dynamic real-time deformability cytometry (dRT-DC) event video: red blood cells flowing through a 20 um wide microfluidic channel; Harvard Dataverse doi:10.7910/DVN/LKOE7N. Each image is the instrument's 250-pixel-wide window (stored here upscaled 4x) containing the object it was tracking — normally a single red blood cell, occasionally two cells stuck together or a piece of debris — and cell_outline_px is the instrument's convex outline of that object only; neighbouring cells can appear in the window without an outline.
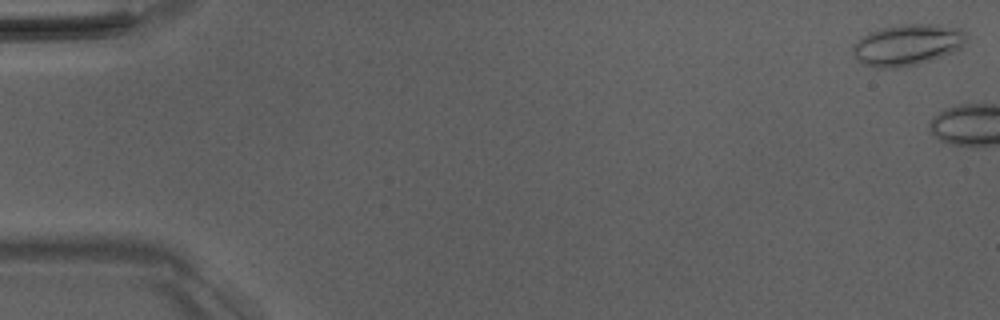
{"species": "Egyptian fruit bat (a non-hibernating species)", "species_latin": "Rousettus aegyptiacus", "temperature_condition": "room temperature", "stored_images_in_passage": 4, "camera_frame_rate_fps": 3000, "um_per_image_px": 0.085, "animal": {"sex": "male"}, "frame": {"image": 1, "passage_image": 1, "time_ms": 0.0, "image_size_px": [1000, 320], "cell_outline_px": [[968, 40], [956, 52], [916, 64], [896, 68], [876, 68], [864, 64], [852, 52], [852, 44], [868, 32], [880, 28], [900, 24], [940, 24], [960, 28], [968, 36]], "centroid_in_image_um": [77.16, 3.79], "position_along_channel_um": 7.8, "area_um2": 27.57}}